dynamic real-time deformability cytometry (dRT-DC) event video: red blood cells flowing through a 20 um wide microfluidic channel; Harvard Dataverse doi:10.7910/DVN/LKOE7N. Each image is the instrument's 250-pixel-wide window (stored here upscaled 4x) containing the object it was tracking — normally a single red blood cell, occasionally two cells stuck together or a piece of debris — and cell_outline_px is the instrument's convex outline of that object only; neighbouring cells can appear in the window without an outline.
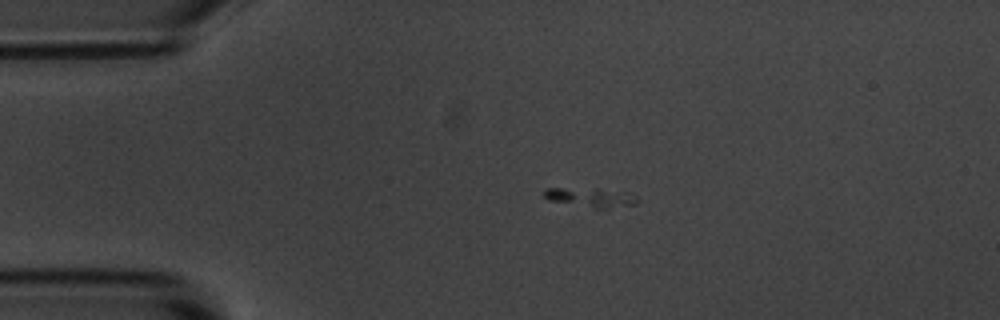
{"species": "common noctule bat (a hibernating species)", "species_latin": "Nyctalus noctula", "temperature_condition": "room temperature", "stored_images_in_passage": 21, "camera_frame_rate_fps": 3000, "um_per_image_px": 0.085, "animal": {"sex": "male", "body_mass_g": 20.1, "forearm_length_mm": 53.5}, "frame": {"image": 1, "passage_image": 1, "time_ms": 0.0, "image_size_px": [1000, 320], "cell_outline_px": [[640, 200], [636, 204], [608, 208], [596, 208], [548, 200], [544, 196], [544, 192], [548, 188], [596, 188], [636, 196]], "centroid_in_image_um": [50.19, 16.78], "position_along_channel_um": 34.8, "area_um2": 10.12}}